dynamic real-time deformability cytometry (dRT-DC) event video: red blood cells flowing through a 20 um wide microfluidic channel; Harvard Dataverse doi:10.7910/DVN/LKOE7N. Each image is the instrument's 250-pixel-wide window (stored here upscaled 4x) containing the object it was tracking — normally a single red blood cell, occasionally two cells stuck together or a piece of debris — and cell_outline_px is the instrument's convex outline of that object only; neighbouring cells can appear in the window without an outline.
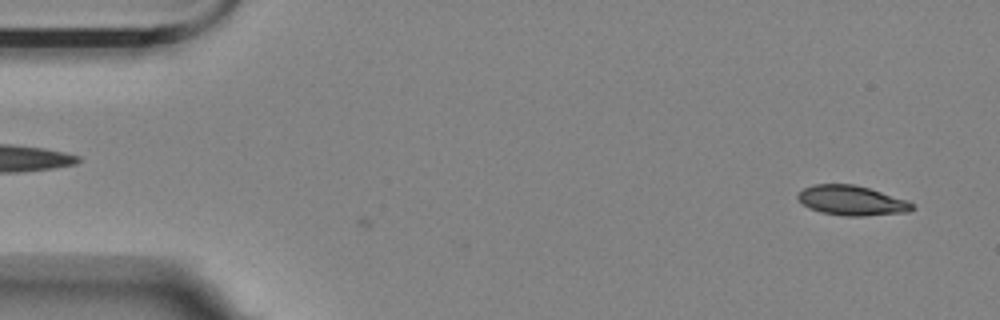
{"species": "Egyptian fruit bat (a non-hibernating species)", "species_latin": "Rousettus aegyptiacus", "temperature_condition": "room temperature", "stored_images_in_passage": 2, "camera_frame_rate_fps": 3000, "um_per_image_px": 0.085, "animal": {"sex": "female"}, "frame": {"image": 1, "passage_image": 2, "time_ms": 0.333, "image_size_px": [1000, 320], "cell_outline_px": [[916, 208], [908, 212], [860, 216], [844, 216], [820, 212], [808, 208], [796, 196], [804, 188], [812, 184], [852, 184], [868, 188], [908, 200]], "centroid_in_image_um": [72.4, 17.05], "position_along_channel_um": 12.6, "area_um2": 19.77}}